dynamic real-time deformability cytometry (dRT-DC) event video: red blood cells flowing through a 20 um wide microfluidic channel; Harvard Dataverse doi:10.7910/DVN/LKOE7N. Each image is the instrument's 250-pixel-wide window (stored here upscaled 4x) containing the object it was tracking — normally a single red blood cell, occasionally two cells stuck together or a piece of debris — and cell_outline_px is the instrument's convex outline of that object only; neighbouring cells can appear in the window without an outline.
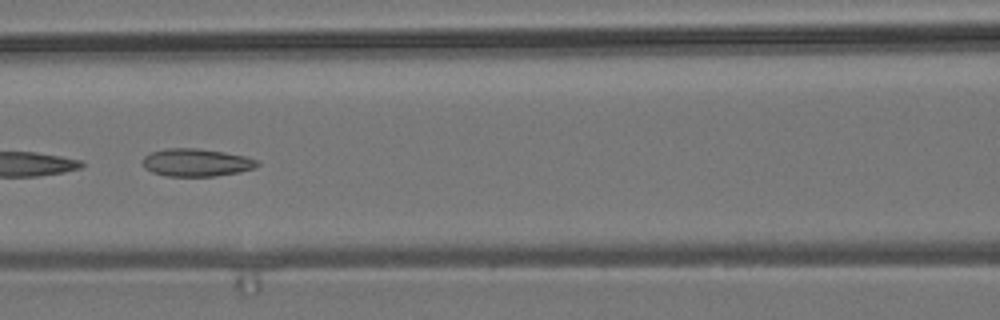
{"species": "common noctule bat (a hibernating species)", "species_latin": "Nyctalus noctula", "temperature_condition": "room temperature", "stored_images_in_passage": 9, "camera_frame_rate_fps": 3000, "um_per_image_px": 0.085, "animal": {"sex": "male", "body_mass_g": 19.2, "forearm_length_mm": 51.8}, "frame": {"image": 1, "passage_image": 6, "time_ms": 6.667, "image_size_px": [1000, 320], "cell_outline_px": [[260, 164], [256, 168], [240, 172], [216, 176], [168, 176], [152, 172], [144, 168], [144, 156], [152, 152], [168, 148], [196, 148], [224, 152], [244, 156], [256, 160]], "centroid_in_image_um": [16.71, 13.82], "position_along_channel_um": 149.9, "area_um2": 18.44}}
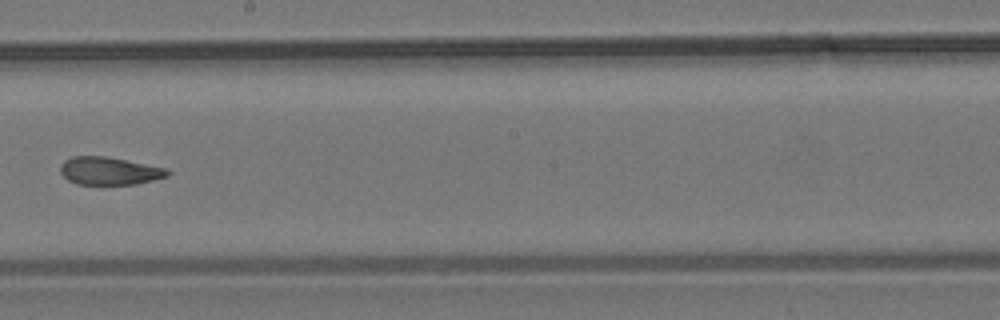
{"frame": {"image": 2, "passage_image": 8, "time_ms": 9.0, "image_size_px": [1000, 320], "cell_outline_px": [[172, 172], [168, 176], [136, 184], [76, 184], [68, 180], [60, 172], [60, 164], [64, 160], [72, 156], [108, 156], [168, 168]], "centroid_in_image_um": [9.31, 14.51], "position_along_channel_um": 238.9, "area_um2": 17.57}}
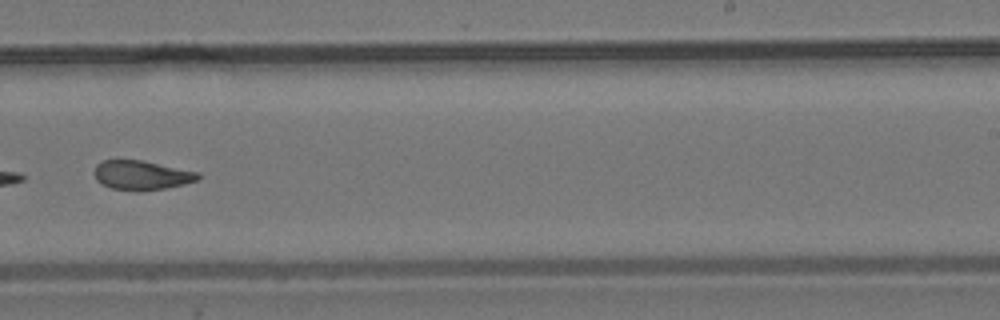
{"frame": {"image": 3, "passage_image": 9, "time_ms": 10.0, "image_size_px": [1000, 320], "cell_outline_px": [[200, 176], [196, 180], [184, 184], [168, 188], [140, 192], [136, 192], [112, 188], [100, 184], [96, 180], [92, 172], [96, 164], [104, 160], [144, 160], [200, 172]], "centroid_in_image_um": [12.01, 14.9], "position_along_channel_um": 277.0, "area_um2": 18.21}}